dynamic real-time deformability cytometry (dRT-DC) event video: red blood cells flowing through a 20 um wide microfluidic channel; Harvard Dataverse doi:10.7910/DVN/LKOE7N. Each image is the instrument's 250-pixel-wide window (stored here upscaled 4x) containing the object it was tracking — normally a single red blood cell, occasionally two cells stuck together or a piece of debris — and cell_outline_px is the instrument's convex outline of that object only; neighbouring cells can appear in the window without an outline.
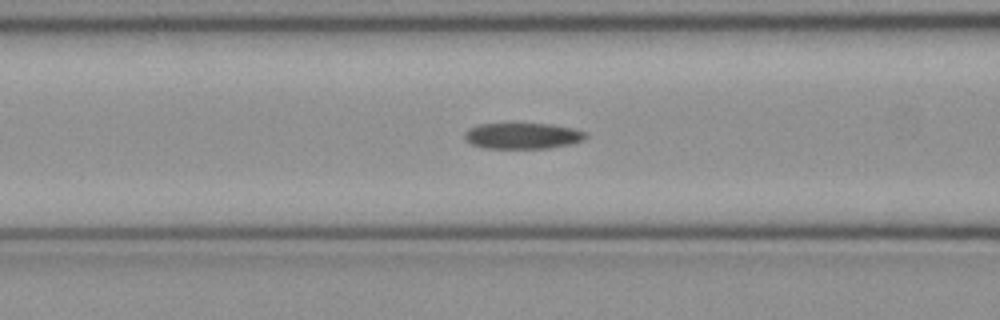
{"species": "common noctule bat (a hibernating species)", "species_latin": "Nyctalus noctula", "temperature_condition": "cold", "stored_images_in_passage": 36, "camera_frame_rate_fps": 3000, "um_per_image_px": 0.085, "animal": {"sex": "female", "body_mass_g": 21.9}, "frame": {"image": 1, "passage_image": 5, "time_ms": 1.333, "image_size_px": [1000, 320], "cell_outline_px": [[588, 136], [584, 140], [572, 144], [548, 148], [484, 148], [472, 144], [464, 140], [464, 132], [468, 128], [480, 124], [552, 124], [572, 128], [584, 132]], "centroid_in_image_um": [44.41, 11.55], "position_along_channel_um": 122.2, "area_um2": 18.38}}
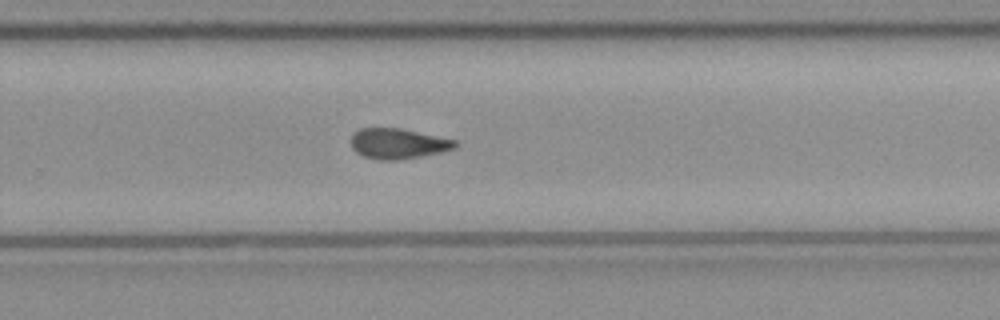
{"frame": {"image": 2, "passage_image": 18, "time_ms": 5.667, "image_size_px": [1000, 320], "cell_outline_px": [[460, 144], [456, 148], [440, 152], [400, 160], [380, 160], [364, 156], [356, 152], [352, 148], [352, 132], [360, 128], [400, 128], [456, 140]], "centroid_in_image_um": [33.84, 12.2], "position_along_channel_um": 296.0, "area_um2": 18.44}}
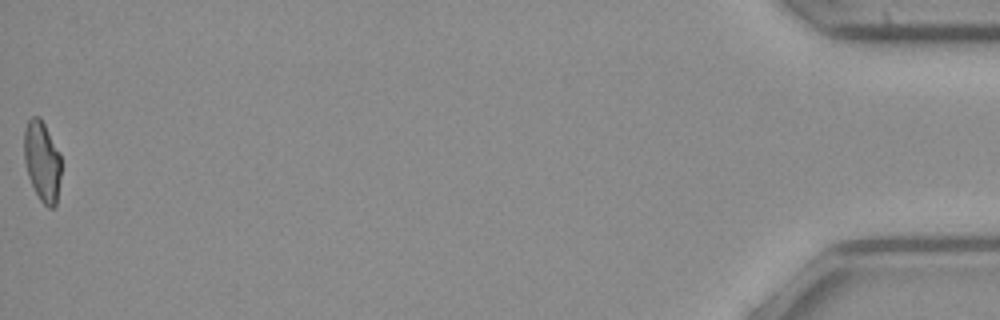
{"frame": {"image": 3, "passage_image": 36, "time_ms": 11.667, "image_size_px": [1000, 320], "cell_outline_px": [[60, 176], [56, 204], [52, 208], [48, 208], [40, 200], [28, 176], [24, 160], [24, 132], [28, 120], [32, 116], [40, 116], [60, 152]], "centroid_in_image_um": [3.58, 13.68], "position_along_channel_um": 431.6, "area_um2": 17.28}, "authors_computed_cell_mechanics": {"area_um2": 18.4093, "velocity_mm_per_s": 4.017, "shape_relaxation_time_tau1_ms": null, "shape_relaxation_time_tau2_ms": 7.0743, "deformation_change_tau1": null, "deformation_change_tau2": 0.1649}}